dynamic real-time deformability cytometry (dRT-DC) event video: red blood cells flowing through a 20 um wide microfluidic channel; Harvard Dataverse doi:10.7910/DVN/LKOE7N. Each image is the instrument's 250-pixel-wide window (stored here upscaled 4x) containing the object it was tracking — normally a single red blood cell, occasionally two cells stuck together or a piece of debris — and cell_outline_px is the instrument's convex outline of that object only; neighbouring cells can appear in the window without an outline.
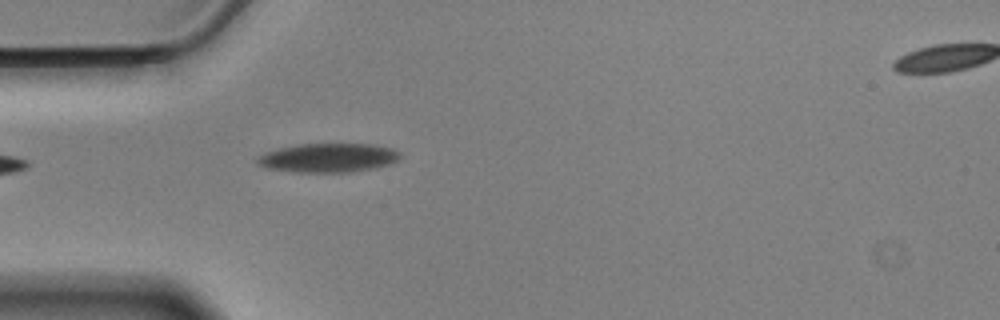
{"species": "Egyptian fruit bat (a non-hibernating species)", "species_latin": "Rousettus aegyptiacus", "temperature_condition": "cold", "stored_images_in_passage": 6, "camera_frame_rate_fps": 3000, "um_per_image_px": 0.085, "animal": {"sex": "male"}, "frame": {"image": 1, "passage_image": 1, "time_ms": 0.0, "image_size_px": [1000, 320], "cell_outline_px": [[400, 156], [392, 164], [352, 172], [292, 172], [264, 168], [256, 164], [256, 156], [264, 152], [280, 148], [300, 144], [368, 144], [392, 148], [400, 152]], "centroid_in_image_um": [27.84, 13.42], "position_along_channel_um": 57.2, "area_um2": 24.28}}
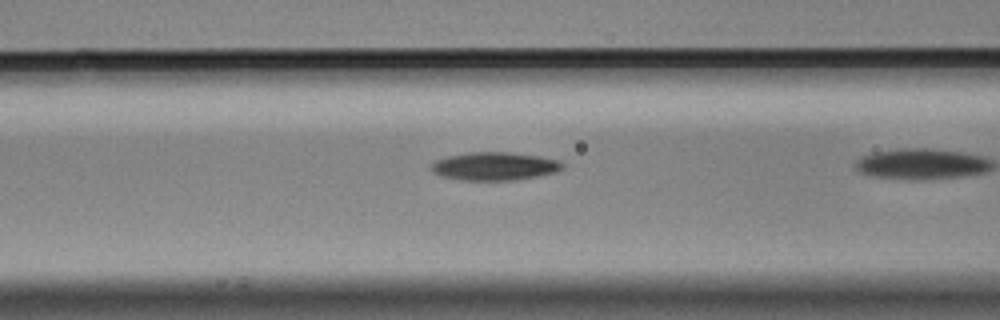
{"frame": {"image": 2, "passage_image": 4, "time_ms": 1.0, "image_size_px": [1000, 320], "cell_outline_px": [[564, 168], [556, 172], [540, 176], [516, 180], [460, 180], [440, 176], [432, 172], [432, 164], [436, 160], [448, 156], [472, 152], [508, 152], [540, 156], [560, 160], [564, 164]], "centroid_in_image_um": [42.08, 14.13], "position_along_channel_um": 124.5, "area_um2": 21.68}}